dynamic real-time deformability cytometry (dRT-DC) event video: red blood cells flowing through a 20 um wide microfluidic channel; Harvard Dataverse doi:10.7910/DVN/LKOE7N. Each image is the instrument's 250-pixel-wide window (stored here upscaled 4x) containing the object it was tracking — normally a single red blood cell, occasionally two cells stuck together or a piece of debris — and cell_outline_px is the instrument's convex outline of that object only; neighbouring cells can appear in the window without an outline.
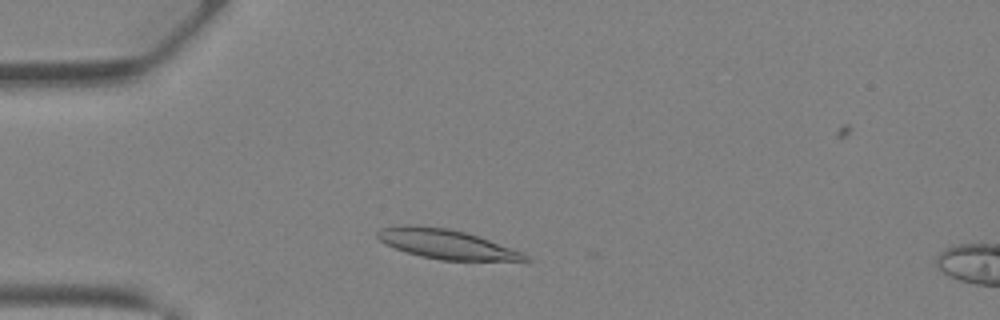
{"species": "Egyptian fruit bat (a non-hibernating species)", "species_latin": "Rousettus aegyptiacus", "temperature_condition": "warm", "stored_images_in_passage": 29, "camera_frame_rate_fps": 3000, "um_per_image_px": 0.085, "animal": {"sex": "female"}, "frame": {"image": 1, "passage_image": 5, "time_ms": 1.333, "image_size_px": [1000, 320], "cell_outline_px": [[532, 260], [440, 260], [420, 256], [384, 244], [376, 236], [376, 232], [380, 228], [408, 224], [412, 224], [448, 228], [464, 232], [524, 252]], "centroid_in_image_um": [37.89, 20.74], "position_along_channel_um": 47.1, "area_um2": 25.09}}
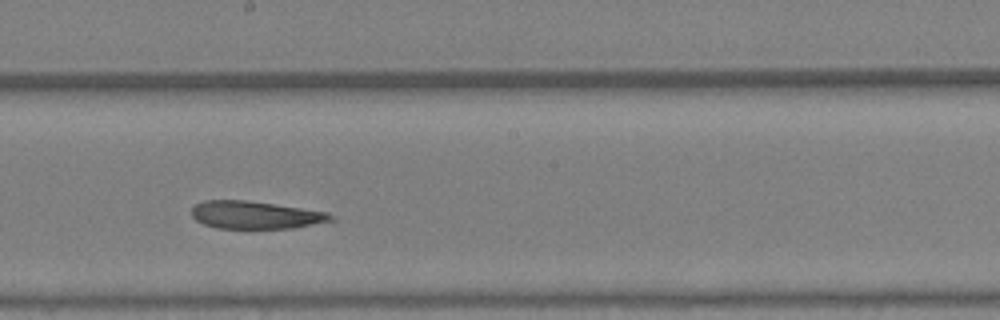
{"frame": {"image": 2, "passage_image": 17, "time_ms": 5.333, "image_size_px": [1000, 320], "cell_outline_px": [[336, 220], [292, 228], [216, 228], [204, 224], [196, 220], [192, 216], [192, 208], [196, 204], [204, 200], [244, 200], [328, 212]], "centroid_in_image_um": [21.69, 18.27], "position_along_channel_um": 226.5, "area_um2": 22.2}}
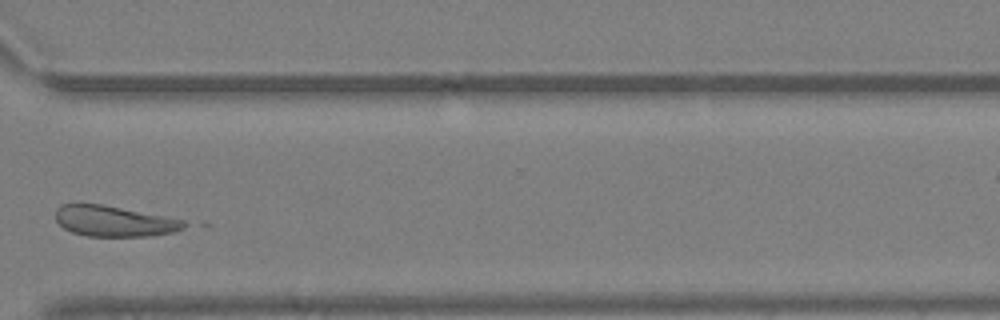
{"frame": {"image": 3, "passage_image": 25, "time_ms": 8.0, "image_size_px": [1000, 320], "cell_outline_px": [[192, 224], [184, 228], [172, 232], [148, 236], [84, 236], [72, 232], [64, 228], [56, 220], [56, 208], [60, 204], [100, 204], [184, 220]], "centroid_in_image_um": [9.7, 18.8], "position_along_channel_um": 360.9, "area_um2": 22.83}}